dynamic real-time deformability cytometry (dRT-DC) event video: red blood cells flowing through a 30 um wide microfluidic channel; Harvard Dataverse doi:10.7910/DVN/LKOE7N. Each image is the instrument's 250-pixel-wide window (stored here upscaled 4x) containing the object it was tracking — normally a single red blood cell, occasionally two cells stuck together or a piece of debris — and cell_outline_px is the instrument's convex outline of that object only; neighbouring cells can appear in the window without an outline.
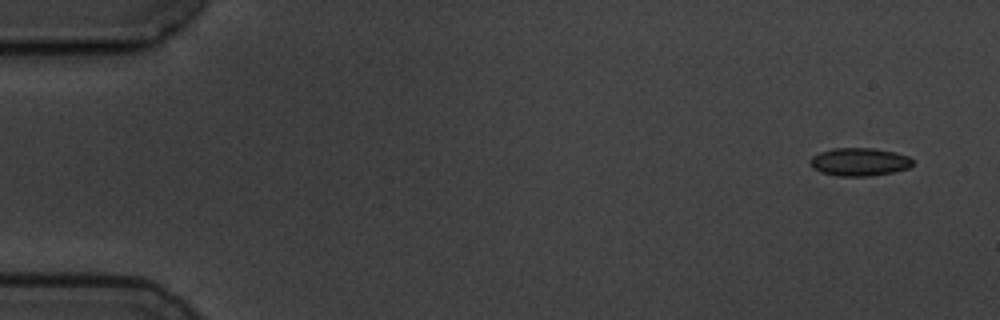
{"species": "common noctule bat (a hibernating species)", "species_latin": "Nyctalus noctula", "temperature_condition": "cold", "stored_images_in_passage": 6, "camera_frame_rate_fps": 3000, "um_per_image_px": 0.085, "animal": {"sex": "male", "body_mass_g": 19.5, "forearm_length_mm": 54.6}, "frame": {"image": 1, "passage_image": 1, "time_ms": 0.0, "image_size_px": [1000, 320], "cell_outline_px": [[912, 164], [908, 168], [892, 172], [868, 176], [836, 176], [820, 172], [812, 168], [808, 160], [812, 156], [820, 152], [832, 148], [872, 148], [896, 152], [908, 156], [912, 160]], "centroid_in_image_um": [73.0, 13.76], "position_along_channel_um": 12.0, "area_um2": 16.82}}